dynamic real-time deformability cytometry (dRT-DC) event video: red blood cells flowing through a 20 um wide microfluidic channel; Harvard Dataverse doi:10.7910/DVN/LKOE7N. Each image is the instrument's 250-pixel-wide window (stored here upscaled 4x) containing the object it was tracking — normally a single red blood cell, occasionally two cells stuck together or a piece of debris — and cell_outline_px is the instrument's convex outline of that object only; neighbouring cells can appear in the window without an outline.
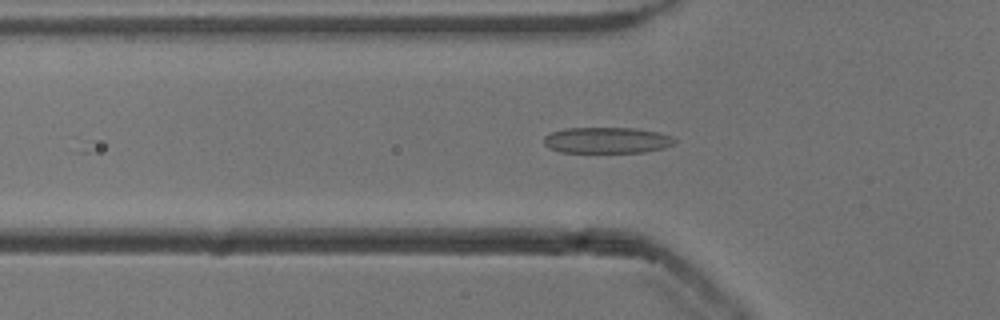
{"species": "common noctule bat (a hibernating species)", "species_latin": "Nyctalus noctula", "temperature_condition": "cold", "stored_images_in_passage": 7, "camera_frame_rate_fps": 3000, "um_per_image_px": 0.085, "animal": {"sex": "male", "body_mass_g": 13.3}, "frame": {"image": 1, "passage_image": 2, "time_ms": 0.333, "image_size_px": [1000, 320], "cell_outline_px": [[676, 144], [664, 148], [644, 152], [560, 152], [548, 148], [544, 144], [544, 136], [552, 132], [564, 128], [636, 128], [656, 132], [672, 136], [676, 140]], "centroid_in_image_um": [51.59, 11.92], "position_along_channel_um": 74.2, "area_um2": 19.94}}